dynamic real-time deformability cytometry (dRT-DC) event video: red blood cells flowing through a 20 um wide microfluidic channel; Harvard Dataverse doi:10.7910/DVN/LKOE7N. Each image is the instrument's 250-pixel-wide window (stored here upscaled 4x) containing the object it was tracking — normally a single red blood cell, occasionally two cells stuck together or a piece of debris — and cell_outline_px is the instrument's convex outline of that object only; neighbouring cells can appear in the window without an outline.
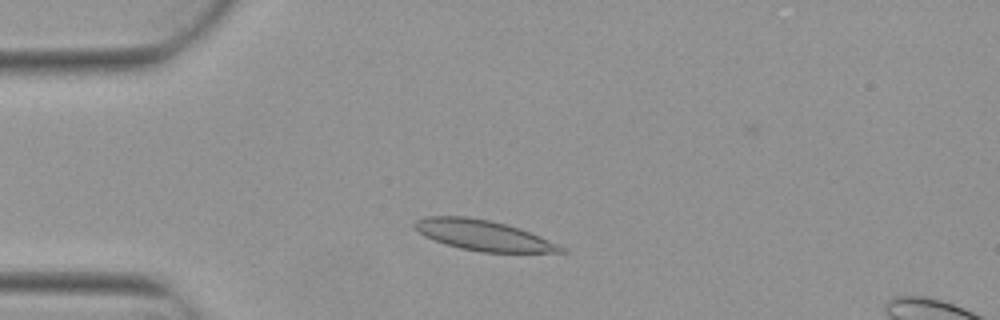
{"species": "Egyptian fruit bat (a non-hibernating species)", "species_latin": "Rousettus aegyptiacus", "temperature_condition": "warm", "stored_images_in_passage": 5, "camera_frame_rate_fps": 3000, "um_per_image_px": 0.085, "animal": {"sex": "female"}, "frame": {"image": 1, "passage_image": 3, "time_ms": 0.667, "image_size_px": [1000, 320], "cell_outline_px": [[568, 252], [480, 252], [460, 248], [444, 244], [432, 240], [424, 236], [412, 228], [412, 224], [416, 220], [424, 216], [468, 216], [488, 220], [504, 224], [540, 236], [568, 248]], "centroid_in_image_um": [41.02, 20.0], "position_along_channel_um": 44.0, "area_um2": 26.01}}
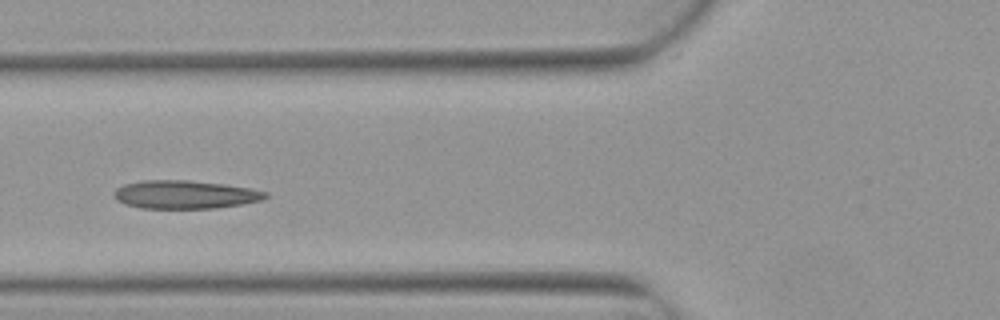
{"frame": {"image": 2, "passage_image": 5, "time_ms": 1.333, "image_size_px": [1000, 320], "cell_outline_px": [[268, 196], [264, 200], [216, 208], [140, 208], [124, 204], [116, 200], [112, 196], [112, 192], [116, 188], [124, 184], [144, 180], [188, 180], [224, 184], [248, 188], [268, 192]], "centroid_in_image_um": [15.68, 16.53], "position_along_channel_um": 110.1, "area_um2": 25.09}}